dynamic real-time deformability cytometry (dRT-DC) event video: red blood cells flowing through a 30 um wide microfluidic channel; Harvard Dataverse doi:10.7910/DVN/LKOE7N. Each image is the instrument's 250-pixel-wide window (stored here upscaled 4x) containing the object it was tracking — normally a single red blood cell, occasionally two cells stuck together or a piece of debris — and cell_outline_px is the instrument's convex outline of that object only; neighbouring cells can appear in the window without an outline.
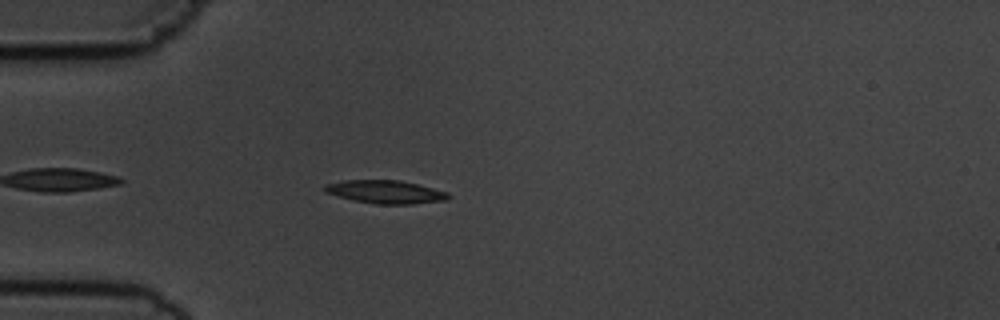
{"species": "common noctule bat (a hibernating species)", "species_latin": "Nyctalus noctula", "temperature_condition": "cold", "stored_images_in_passage": 45, "camera_frame_rate_fps": 3000, "um_per_image_px": 0.085, "animal": {"sex": "male", "body_mass_g": 19.5, "forearm_length_mm": 54.6}, "frame": {"image": 1, "passage_image": 5, "time_ms": 1.333, "image_size_px": [1000, 320], "cell_outline_px": [[452, 196], [444, 200], [412, 204], [376, 204], [352, 200], [324, 192], [324, 184], [344, 180], [400, 180], [448, 192]], "centroid_in_image_um": [32.74, 16.31], "position_along_channel_um": 52.3, "area_um2": 16.65}}
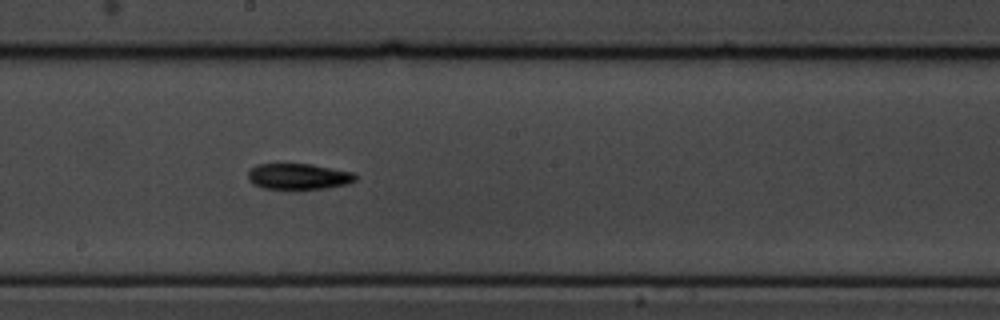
{"frame": {"image": 2, "passage_image": 20, "time_ms": 6.333, "image_size_px": [1000, 320], "cell_outline_px": [[356, 180], [348, 184], [324, 188], [264, 188], [252, 184], [248, 180], [248, 172], [256, 164], [312, 164], [352, 172], [356, 176]], "centroid_in_image_um": [25.36, 14.99], "position_along_channel_um": 222.8, "area_um2": 16.01}}
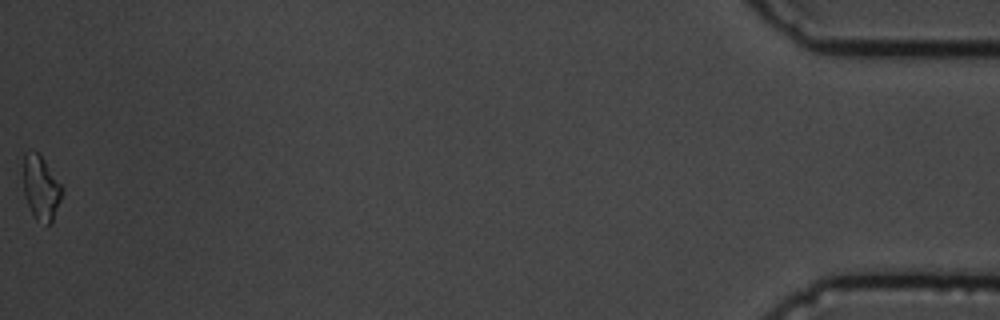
{"frame": {"image": 3, "passage_image": 45, "time_ms": 14.667, "image_size_px": [1000, 320], "cell_outline_px": [[64, 188], [60, 200], [52, 220], [48, 224], [36, 220], [28, 204], [24, 192], [24, 152], [36, 152], [44, 160]], "centroid_in_image_um": [3.49, 15.96], "position_along_channel_um": 431.7, "area_um2": 14.05}, "authors_computed_cell_mechanics": {"area_um2": 16.0106, "velocity_mm_per_s": 3.6267, "shape_relaxation_time_tau1_ms": 10.3651, "shape_relaxation_time_tau2_ms": null, "deformation_change_tau1": 0.217, "deformation_change_tau2": null}}